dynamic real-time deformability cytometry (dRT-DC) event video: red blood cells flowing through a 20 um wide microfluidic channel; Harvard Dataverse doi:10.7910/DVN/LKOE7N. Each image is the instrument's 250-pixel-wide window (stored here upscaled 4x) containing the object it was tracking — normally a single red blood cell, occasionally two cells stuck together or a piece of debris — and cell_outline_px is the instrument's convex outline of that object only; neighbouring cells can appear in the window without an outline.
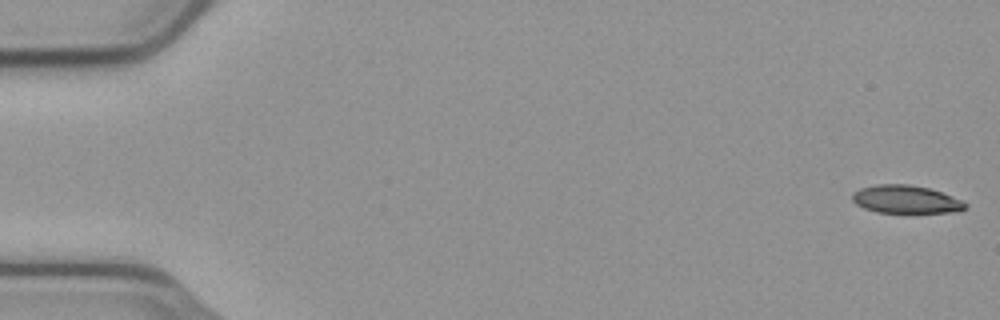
{"species": "common noctule bat (a hibernating species)", "species_latin": "Nyctalus noctula", "temperature_condition": "cold", "stored_images_in_passage": 55, "camera_frame_rate_fps": 3000, "um_per_image_px": 0.085, "animal": {"sex": "male", "body_mass_g": 23.1, "forearm_length_mm": 52.7}, "frame": {"image": 1, "passage_image": 1, "time_ms": 0.0, "image_size_px": [1000, 320], "cell_outline_px": [[968, 204], [964, 208], [948, 212], [876, 212], [864, 208], [856, 204], [852, 200], [852, 192], [860, 188], [876, 184], [908, 184], [928, 188], [964, 200]], "centroid_in_image_um": [76.95, 16.93], "position_along_channel_um": 8.1, "area_um2": 18.26}}
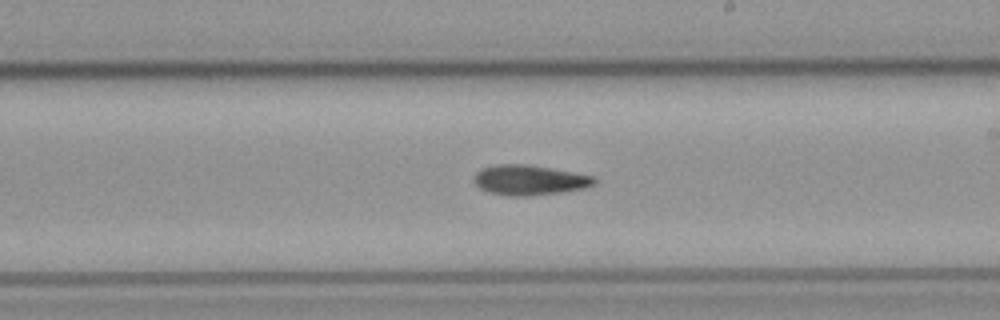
{"frame": {"image": 2, "passage_image": 32, "time_ms": 10.333, "image_size_px": [1000, 320], "cell_outline_px": [[596, 184], [584, 188], [564, 192], [528, 196], [508, 196], [488, 192], [480, 188], [472, 180], [476, 172], [480, 168], [496, 164], [528, 164], [572, 172], [592, 176], [596, 180]], "centroid_in_image_um": [44.96, 15.31], "position_along_channel_um": 244.0, "area_um2": 21.21}}
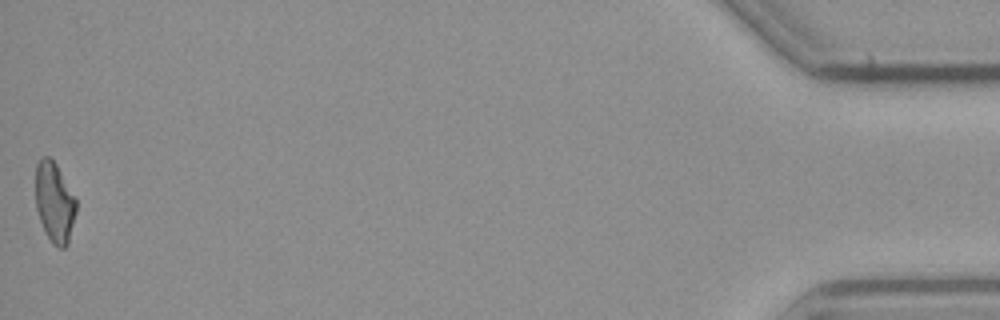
{"frame": {"image": 3, "passage_image": 55, "time_ms": 18.0, "image_size_px": [1000, 320], "cell_outline_px": [[76, 212], [68, 244], [64, 248], [60, 248], [52, 244], [44, 232], [36, 208], [36, 164], [44, 156], [48, 156], [56, 164], [76, 200]], "centroid_in_image_um": [4.63, 17.24], "position_along_channel_um": 430.6, "area_um2": 18.84}}